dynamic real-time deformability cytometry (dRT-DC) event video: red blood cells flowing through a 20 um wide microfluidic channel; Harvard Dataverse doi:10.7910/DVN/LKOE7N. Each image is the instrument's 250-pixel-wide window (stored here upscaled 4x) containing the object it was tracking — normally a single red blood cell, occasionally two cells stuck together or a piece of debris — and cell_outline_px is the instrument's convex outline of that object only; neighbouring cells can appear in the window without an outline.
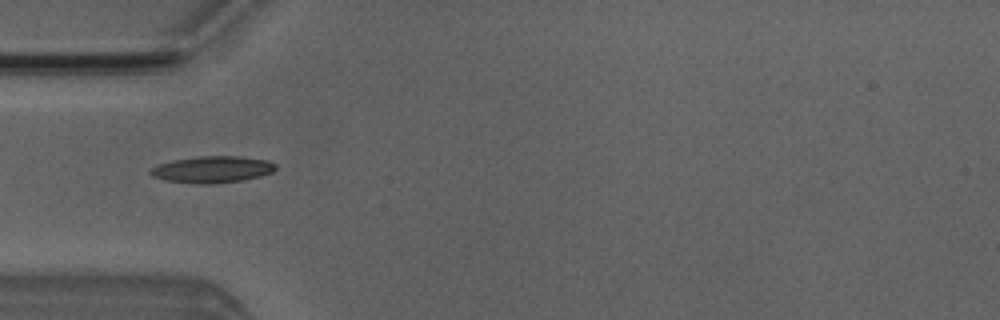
{"species": "Egyptian fruit bat (a non-hibernating species)", "species_latin": "Rousettus aegyptiacus", "temperature_condition": "room temperature", "stored_images_in_passage": 6, "camera_frame_rate_fps": 3000, "um_per_image_px": 0.085, "animal": {"sex": "male"}, "frame": {"image": 1, "passage_image": 4, "time_ms": 3.667, "image_size_px": [1000, 320], "cell_outline_px": [[276, 168], [272, 172], [260, 176], [244, 180], [212, 184], [200, 184], [164, 180], [152, 176], [148, 172], [152, 168], [160, 164], [172, 160], [200, 156], [240, 156], [268, 160], [276, 164]], "centroid_in_image_um": [18.06, 14.4], "position_along_channel_um": 66.9, "area_um2": 19.48}}